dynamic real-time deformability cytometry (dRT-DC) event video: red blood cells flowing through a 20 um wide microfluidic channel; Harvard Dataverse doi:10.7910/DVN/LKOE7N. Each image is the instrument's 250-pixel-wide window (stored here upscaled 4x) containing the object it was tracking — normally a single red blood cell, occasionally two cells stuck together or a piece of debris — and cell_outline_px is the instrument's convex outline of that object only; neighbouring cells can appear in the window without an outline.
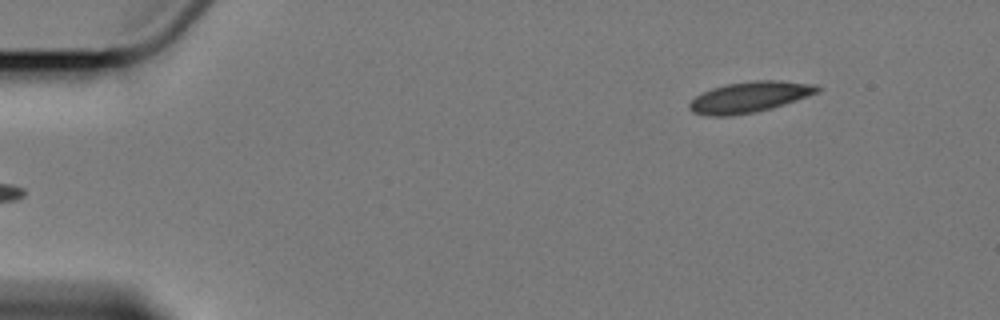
{"species": "Egyptian fruit bat (a non-hibernating species)", "species_latin": "Rousettus aegyptiacus", "temperature_condition": "cold", "stored_images_in_passage": 5, "segment_of_instrument_passage": [2, 2], "camera_frame_rate_fps": 3000, "um_per_image_px": 0.085, "animal": {"sex": "female"}, "frame": {"image": 1, "passage_image": 5, "time_ms": 5.0, "image_size_px": [1000, 320], "cell_outline_px": [[820, 92], [772, 108], [756, 112], [732, 116], [708, 116], [692, 112], [688, 108], [688, 104], [696, 96], [712, 88], [724, 84], [752, 80], [780, 80], [816, 84], [820, 88]], "centroid_in_image_um": [63.71, 8.25], "position_along_channel_um": 21.3, "area_um2": 23.18}}